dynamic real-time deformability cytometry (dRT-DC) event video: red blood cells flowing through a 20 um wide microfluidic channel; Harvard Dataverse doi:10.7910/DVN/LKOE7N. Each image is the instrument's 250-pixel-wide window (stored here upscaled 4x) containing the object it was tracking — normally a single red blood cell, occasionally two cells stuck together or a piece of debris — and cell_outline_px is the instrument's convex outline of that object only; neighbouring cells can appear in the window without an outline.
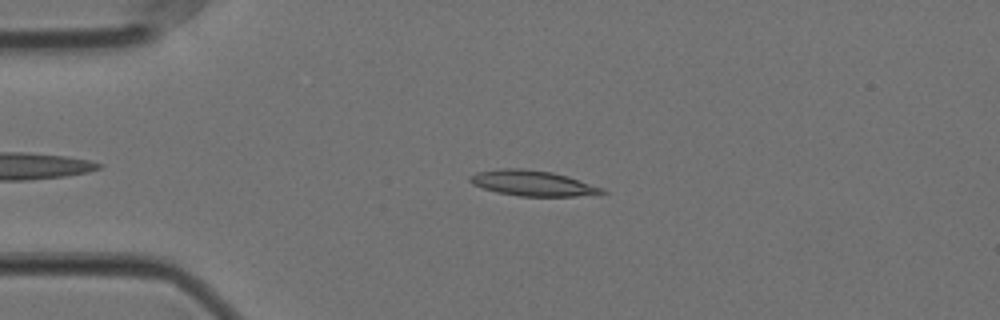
{"species": "Egyptian fruit bat (a non-hibernating species)", "species_latin": "Rousettus aegyptiacus", "temperature_condition": "cold", "stored_images_in_passage": 47, "camera_frame_rate_fps": 3000, "um_per_image_px": 0.085, "animal": {"sex": "female"}, "frame": {"image": 1, "passage_image": 3, "time_ms": 0.667, "image_size_px": [1000, 320], "cell_outline_px": [[608, 192], [576, 196], [520, 196], [496, 192], [472, 184], [468, 180], [468, 176], [476, 172], [504, 168], [524, 168], [552, 172], [568, 176], [604, 188]], "centroid_in_image_um": [45.25, 15.56], "position_along_channel_um": 39.8, "area_um2": 19.59}}
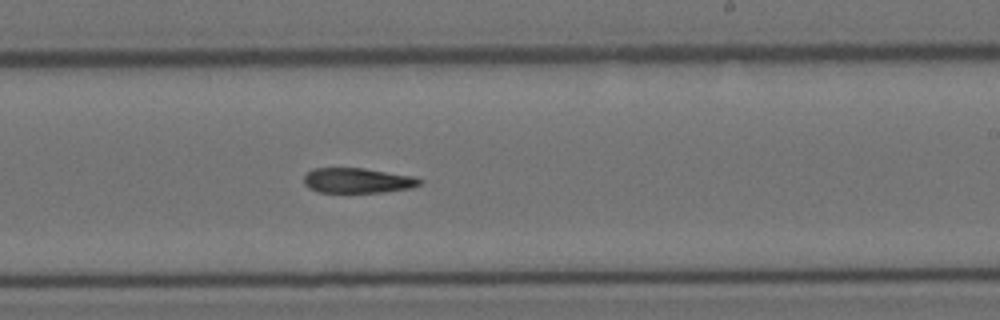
{"frame": {"image": 2, "passage_image": 24, "time_ms": 7.667, "image_size_px": [1000, 320], "cell_outline_px": [[424, 180], [420, 184], [412, 188], [384, 192], [320, 192], [308, 188], [304, 184], [304, 176], [312, 168], [364, 168], [412, 176]], "centroid_in_image_um": [30.39, 15.34], "position_along_channel_um": 258.6, "area_um2": 16.94}}
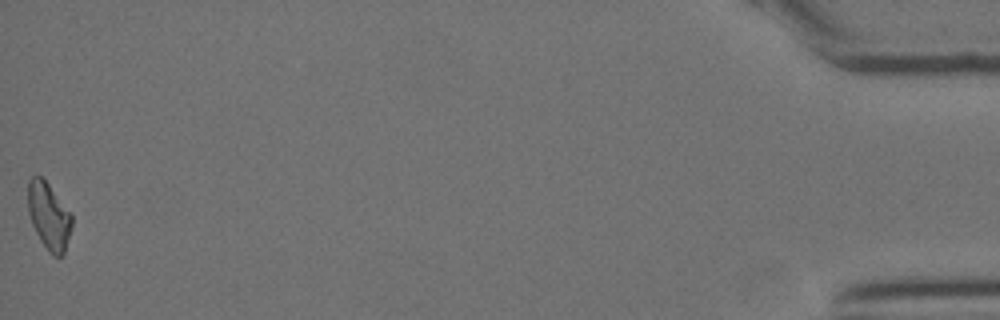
{"frame": {"image": 3, "passage_image": 47, "time_ms": 15.333, "image_size_px": [1000, 320], "cell_outline_px": [[72, 228], [64, 256], [52, 256], [48, 252], [40, 240], [32, 224], [28, 212], [28, 180], [32, 176], [40, 176], [48, 184], [72, 216]], "centroid_in_image_um": [4.15, 18.42], "position_along_channel_um": 431.0, "area_um2": 17.05}}